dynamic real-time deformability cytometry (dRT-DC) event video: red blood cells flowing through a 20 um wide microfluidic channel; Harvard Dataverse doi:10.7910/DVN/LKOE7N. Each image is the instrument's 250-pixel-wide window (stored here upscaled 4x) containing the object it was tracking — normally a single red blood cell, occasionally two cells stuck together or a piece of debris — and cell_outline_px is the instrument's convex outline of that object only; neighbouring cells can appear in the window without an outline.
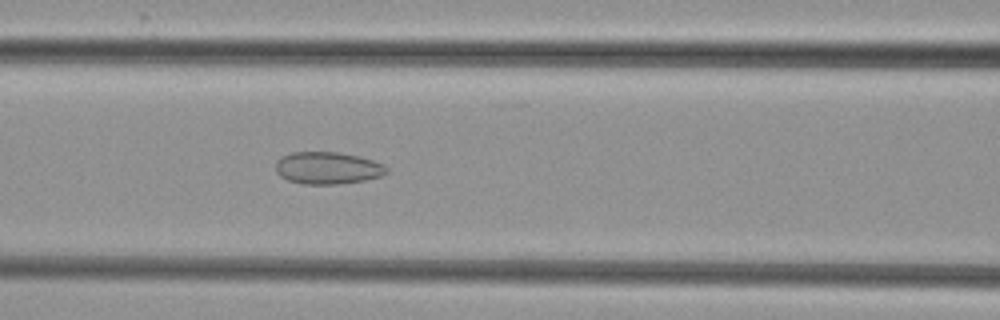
{"species": "common noctule bat (a hibernating species)", "species_latin": "Nyctalus noctula", "temperature_condition": "cold", "stored_images_in_passage": 7, "camera_frame_rate_fps": 3000, "um_per_image_px": 0.085, "animal": {"sex": "female", "body_mass_g": 29.2, "forearm_length_mm": 56.3}, "frame": {"image": 1, "passage_image": 7, "time_ms": 7.0, "image_size_px": [1000, 320], "cell_outline_px": [[388, 172], [380, 176], [364, 180], [336, 184], [304, 184], [288, 180], [280, 176], [276, 172], [276, 160], [280, 156], [292, 152], [340, 152], [360, 156], [384, 164], [388, 168]], "centroid_in_image_um": [27.83, 14.27], "position_along_channel_um": 138.8, "area_um2": 20.92}}